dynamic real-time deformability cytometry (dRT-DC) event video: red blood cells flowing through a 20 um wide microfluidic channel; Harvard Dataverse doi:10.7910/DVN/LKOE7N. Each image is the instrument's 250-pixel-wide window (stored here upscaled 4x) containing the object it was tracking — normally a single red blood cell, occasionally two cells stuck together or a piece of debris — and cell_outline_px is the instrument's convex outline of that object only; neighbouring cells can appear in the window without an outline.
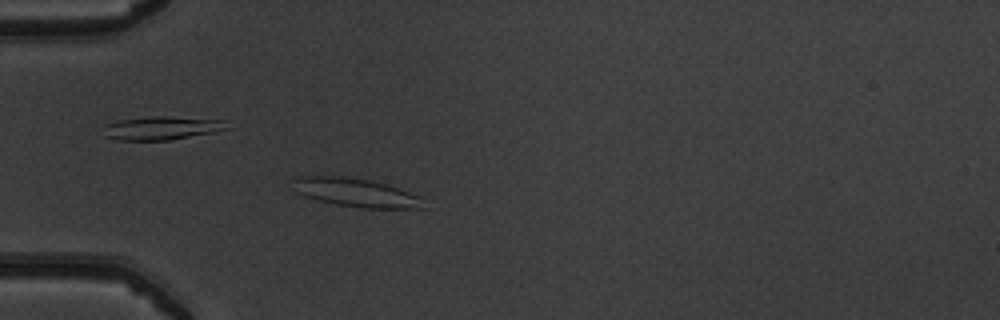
{"species": "common noctule bat (a hibernating species)", "species_latin": "Nyctalus noctula", "temperature_condition": "warm", "stored_images_in_passage": 48, "camera_frame_rate_fps": 3000, "um_per_image_px": 0.085, "animal": {"sex": "male", "body_mass_g": 19.5, "forearm_length_mm": 54.6}, "frame": {"image": 1, "passage_image": 12, "time_ms": 3.667, "image_size_px": [1000, 320], "cell_outline_px": [[424, 208], [364, 208], [336, 204], [304, 196], [296, 192], [292, 180], [296, 176], [344, 176], [368, 180], [384, 184], [420, 196]], "centroid_in_image_um": [30.19, 16.36], "position_along_channel_um": 54.8, "area_um2": 21.33}}
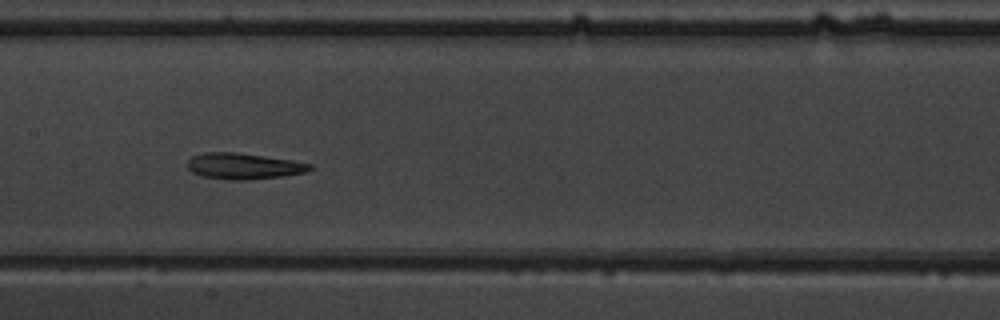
{"frame": {"image": 2, "passage_image": 23, "time_ms": 7.333, "image_size_px": [1000, 320], "cell_outline_px": [[312, 168], [304, 172], [284, 176], [248, 180], [232, 180], [204, 176], [192, 172], [188, 168], [188, 160], [192, 156], [204, 152], [236, 152], [292, 160], [312, 164]], "centroid_in_image_um": [20.7, 14.11], "position_along_channel_um": 186.7, "area_um2": 18.5}}
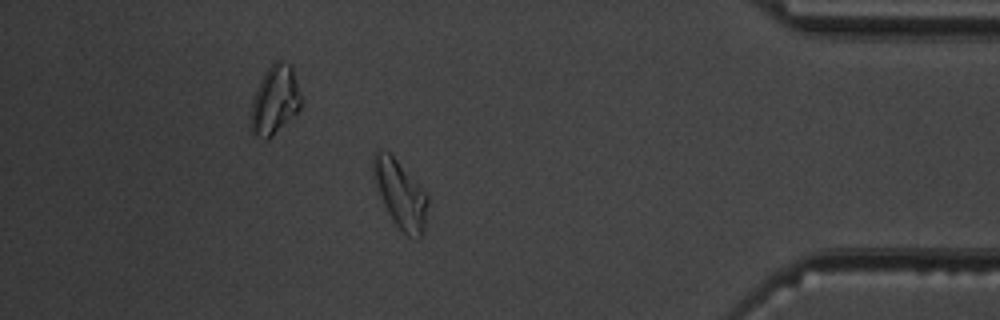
{"frame": {"image": 3, "passage_image": 42, "time_ms": 13.667, "image_size_px": [1000, 320], "cell_outline_px": [[428, 204], [424, 228], [420, 240], [416, 240], [408, 236], [392, 220], [372, 180], [372, 152], [380, 148], [388, 152], [396, 160], [428, 196]], "centroid_in_image_um": [33.98, 16.5], "position_along_channel_um": 401.2, "area_um2": 21.44}, "authors_computed_cell_mechanics": {"area_um2": 19.8543, "velocity_mm_per_s": 3.9088, "shape_relaxation_time_tau1_ms": null, "shape_relaxation_time_tau2_ms": 4.2776, "deformation_change_tau1": null, "deformation_change_tau2": 0.1378}}